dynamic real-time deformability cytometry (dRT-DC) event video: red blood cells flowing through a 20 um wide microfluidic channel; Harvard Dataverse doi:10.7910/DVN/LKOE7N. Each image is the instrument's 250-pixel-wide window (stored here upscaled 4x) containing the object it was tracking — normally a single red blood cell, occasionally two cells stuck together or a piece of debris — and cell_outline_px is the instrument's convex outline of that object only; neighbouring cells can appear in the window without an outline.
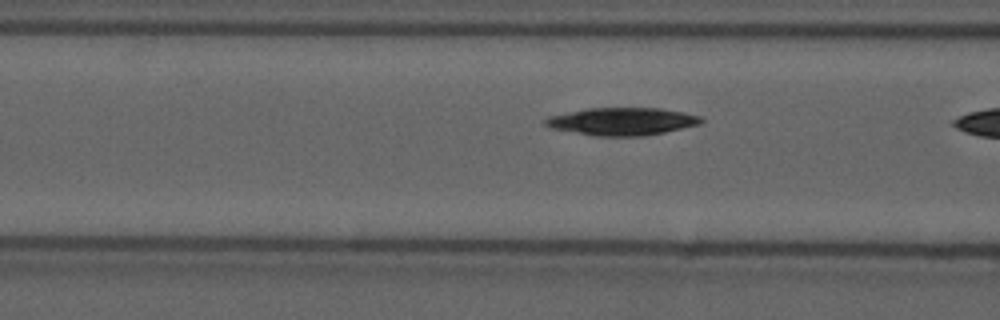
{"species": "common noctule bat (a hibernating species)", "species_latin": "Nyctalus noctula", "temperature_condition": "cold", "stored_images_in_passage": 11, "camera_frame_rate_fps": 3000, "um_per_image_px": 0.085, "animal": {"sex": "male", "forearm_length_mm": 52.5}, "frame": {"image": 1, "passage_image": 10, "time_ms": 3.0, "image_size_px": [1000, 320], "cell_outline_px": [[704, 120], [700, 124], [664, 132], [644, 136], [596, 136], [552, 128], [544, 124], [544, 120], [548, 116], [588, 108], [660, 108], [684, 112], [700, 116]], "centroid_in_image_um": [52.89, 10.32], "position_along_channel_um": 113.7, "area_um2": 24.97}}